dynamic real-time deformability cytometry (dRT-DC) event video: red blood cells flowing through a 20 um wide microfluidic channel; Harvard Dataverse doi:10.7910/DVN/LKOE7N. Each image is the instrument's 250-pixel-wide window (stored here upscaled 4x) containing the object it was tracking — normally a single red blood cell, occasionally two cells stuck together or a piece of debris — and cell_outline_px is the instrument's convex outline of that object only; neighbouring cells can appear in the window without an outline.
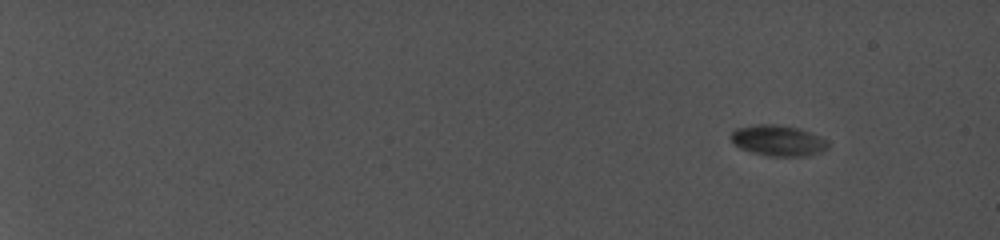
{"species": "common noctule bat (a hibernating species)", "species_latin": "Nyctalus noctula", "temperature_condition": "cold", "stored_images_in_passage": 33, "camera_frame_rate_fps": 5000, "um_per_image_px": 0.085, "animal": {"sex": "female", "body_mass_g": 19.0, "forearm_length_mm": 56.7}, "frame": {"image": 1, "passage_image": 4, "time_ms": 2.2, "image_size_px": [1000, 240], "cell_outline_px": [[828, 148], [808, 156], [768, 156], [752, 152], [740, 148], [728, 136], [736, 128], [756, 124], [776, 124], [800, 128], [820, 136], [828, 140]], "centroid_in_image_um": [66.14, 11.94], "position_along_channel_um": 18.9, "area_um2": 17.51}}
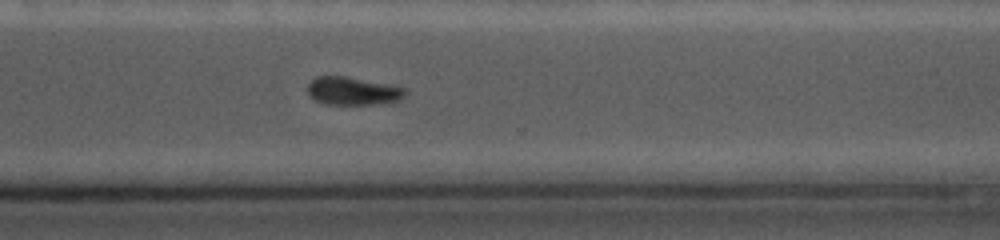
{"frame": {"image": 2, "passage_image": 28, "time_ms": 16.4, "image_size_px": [1000, 240], "cell_outline_px": [[408, 92], [404, 96], [396, 100], [372, 104], [328, 104], [316, 100], [308, 92], [308, 84], [316, 76], [344, 76], [396, 84], [404, 88]], "centroid_in_image_um": [30.03, 7.7], "position_along_channel_um": 340.6, "area_um2": 15.9}}
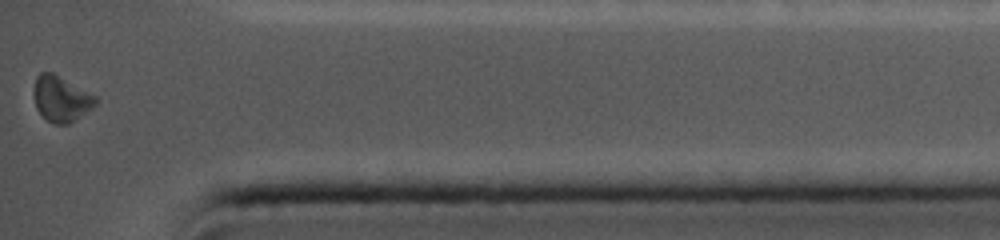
{"frame": {"image": 3, "passage_image": 33, "time_ms": 18.8, "image_size_px": [1000, 240], "cell_outline_px": [[96, 104], [92, 108], [68, 124], [52, 124], [36, 108], [32, 92], [36, 76], [40, 72], [52, 72], [96, 96]], "centroid_in_image_um": [5.15, 8.39], "position_along_channel_um": 430.0, "area_um2": 16.3}}